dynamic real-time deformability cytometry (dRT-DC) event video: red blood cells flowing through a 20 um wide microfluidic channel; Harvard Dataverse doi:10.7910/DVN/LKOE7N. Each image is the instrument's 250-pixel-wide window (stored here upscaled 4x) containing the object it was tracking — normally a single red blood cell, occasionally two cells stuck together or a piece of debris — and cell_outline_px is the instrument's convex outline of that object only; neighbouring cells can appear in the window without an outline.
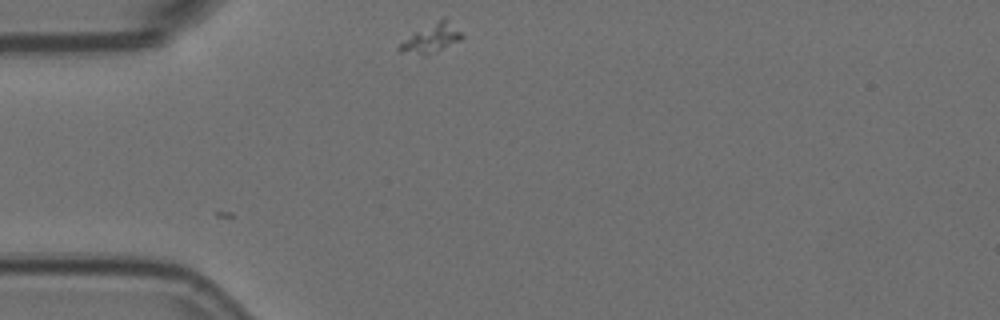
{"species": "Egyptian fruit bat (a non-hibernating species)", "species_latin": "Rousettus aegyptiacus", "temperature_condition": "room temperature", "stored_images_in_passage": 11, "camera_frame_rate_fps": 3000, "um_per_image_px": 0.085, "animal": {"sex": "female"}, "frame": {"image": 1, "passage_image": 1, "time_ms": 0.0, "image_size_px": [1000, 320], "cell_outline_px": [[464, 36], [460, 40], [428, 56], [424, 56], [400, 52], [396, 48], [404, 40], [416, 32], [444, 16]], "centroid_in_image_um": [36.66, 3.29], "position_along_channel_um": 48.3, "area_um2": 10.35}}